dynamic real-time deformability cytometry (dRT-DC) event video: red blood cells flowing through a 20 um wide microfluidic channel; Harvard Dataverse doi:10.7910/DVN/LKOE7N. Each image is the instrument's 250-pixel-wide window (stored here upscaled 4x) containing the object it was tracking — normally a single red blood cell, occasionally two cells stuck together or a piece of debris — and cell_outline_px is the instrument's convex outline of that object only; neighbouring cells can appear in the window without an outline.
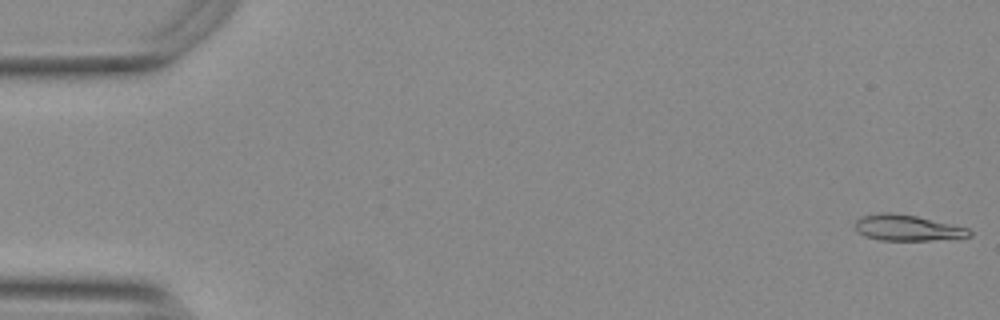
{"species": "Egyptian fruit bat (a non-hibernating species)", "species_latin": "Rousettus aegyptiacus", "temperature_condition": "warm", "stored_images_in_passage": 54, "camera_frame_rate_fps": 3000, "um_per_image_px": 0.085, "animal": {"sex": "female"}, "frame": {"image": 1, "passage_image": 1, "time_ms": 0.0, "image_size_px": [1000, 320], "cell_outline_px": [[972, 236], [932, 240], [880, 240], [864, 236], [856, 232], [856, 220], [860, 216], [880, 212], [892, 212], [916, 216], [968, 228], [972, 232]], "centroid_in_image_um": [77.07, 19.36], "position_along_channel_um": 7.9, "area_um2": 17.22}}
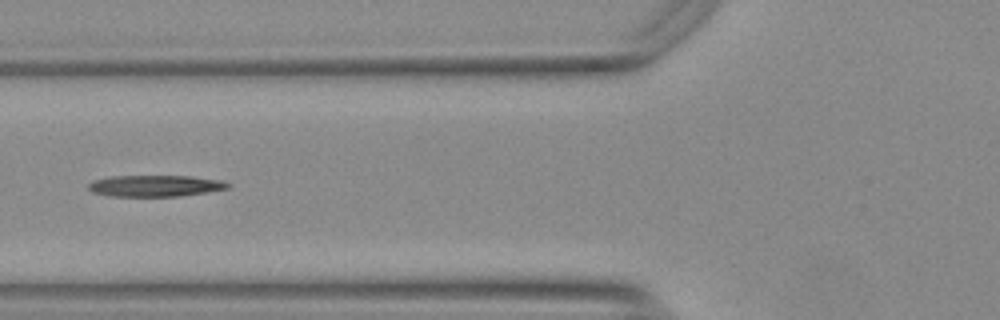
{"frame": {"image": 2, "passage_image": 21, "time_ms": 6.667, "image_size_px": [1000, 320], "cell_outline_px": [[232, 184], [228, 188], [208, 192], [180, 196], [108, 196], [92, 192], [88, 188], [88, 184], [92, 180], [108, 176], [192, 176], [220, 180]], "centroid_in_image_um": [13.17, 15.79], "position_along_channel_um": 112.6, "area_um2": 17.51}}
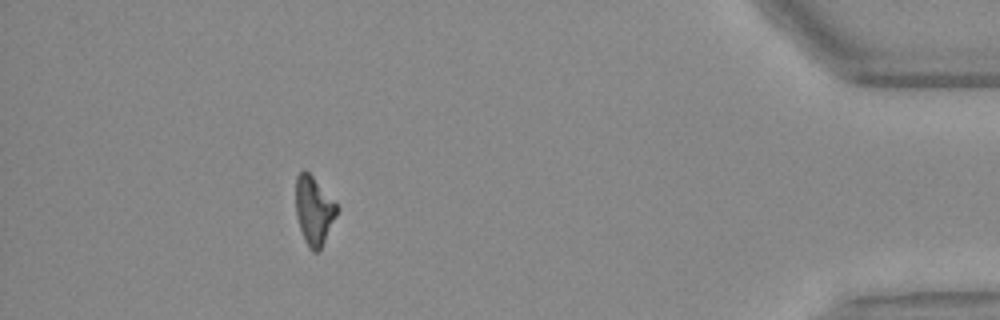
{"frame": {"image": 3, "passage_image": 49, "time_ms": 16.0, "image_size_px": [1000, 320], "cell_outline_px": [[340, 208], [320, 248], [316, 252], [312, 252], [308, 248], [304, 240], [296, 216], [296, 176], [304, 168], [312, 176]], "centroid_in_image_um": [26.66, 17.89], "position_along_channel_um": 408.5, "area_um2": 16.18}}